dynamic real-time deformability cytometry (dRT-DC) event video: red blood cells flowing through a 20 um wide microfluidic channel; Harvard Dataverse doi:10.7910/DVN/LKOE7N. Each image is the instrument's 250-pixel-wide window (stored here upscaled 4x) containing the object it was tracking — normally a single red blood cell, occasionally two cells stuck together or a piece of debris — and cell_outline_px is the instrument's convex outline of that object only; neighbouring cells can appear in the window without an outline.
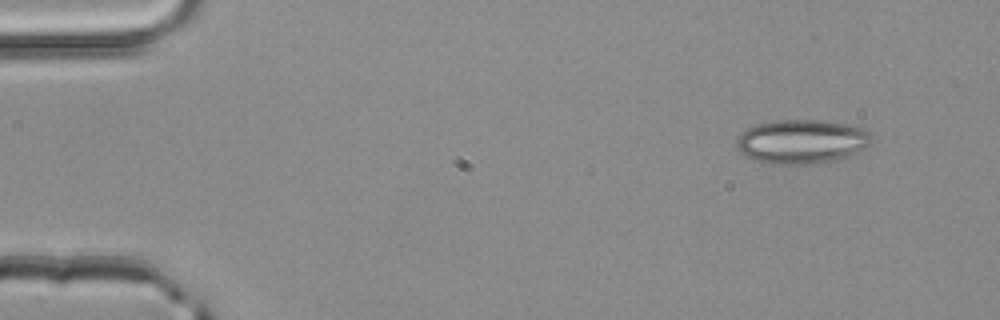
{"species": "common noctule bat (a hibernating species)", "species_latin": "Nyctalus noctula", "temperature_condition": "room temperature", "stored_images_in_passage": 4, "camera_frame_rate_fps": 3000, "um_per_image_px": 0.085, "animal": {"sex": "male", "body_mass_g": 20.4}, "frame": {"image": 1, "passage_image": 1, "time_ms": 0.0, "image_size_px": [1000, 320], "cell_outline_px": [[872, 144], [864, 148], [836, 160], [812, 164], [768, 164], [756, 160], [740, 152], [736, 148], [736, 140], [748, 128], [756, 124], [776, 120], [824, 120], [848, 124], [868, 128], [872, 132]], "centroid_in_image_um": [68.2, 12.02], "position_along_channel_um": 16.8, "area_um2": 34.97}}